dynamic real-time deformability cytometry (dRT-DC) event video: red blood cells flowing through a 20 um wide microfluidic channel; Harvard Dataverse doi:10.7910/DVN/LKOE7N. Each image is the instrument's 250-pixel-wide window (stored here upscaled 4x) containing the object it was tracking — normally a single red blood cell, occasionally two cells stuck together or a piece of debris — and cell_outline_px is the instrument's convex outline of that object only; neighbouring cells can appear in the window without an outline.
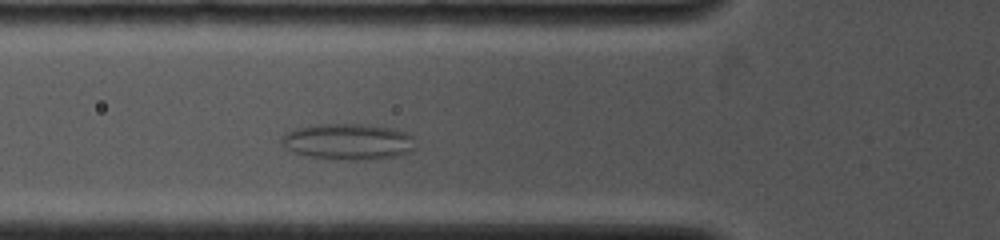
{"species": "common noctule bat (a hibernating species)", "species_latin": "Nyctalus noctula", "temperature_condition": "cold", "stored_images_in_passage": 40, "camera_frame_rate_fps": 4000, "um_per_image_px": 0.085, "animal": {"sex": "female", "body_mass_g": 19.0, "forearm_length_mm": 53.3}, "frame": {"image": 1, "passage_image": 10, "time_ms": 2.5, "image_size_px": [1000, 240], "cell_outline_px": [[416, 148], [400, 156], [368, 160], [348, 160], [308, 156], [292, 152], [280, 140], [284, 132], [296, 128], [316, 124], [368, 124], [392, 128], [408, 132], [412, 136]], "centroid_in_image_um": [29.62, 12.03], "position_along_channel_um": 96.2, "area_um2": 28.5}}
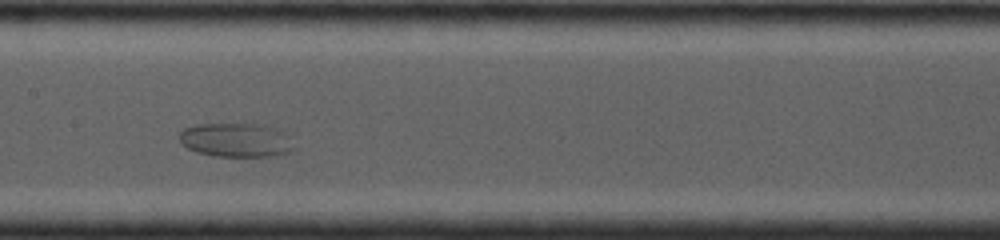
{"frame": {"image": 2, "passage_image": 16, "time_ms": 4.75, "image_size_px": [1000, 240], "cell_outline_px": [[296, 148], [288, 152], [272, 156], [216, 156], [196, 152], [180, 144], [180, 132], [184, 128], [196, 124], [264, 124], [284, 128]], "centroid_in_image_um": [20.12, 11.88], "position_along_channel_um": 187.3, "area_um2": 23.18}}
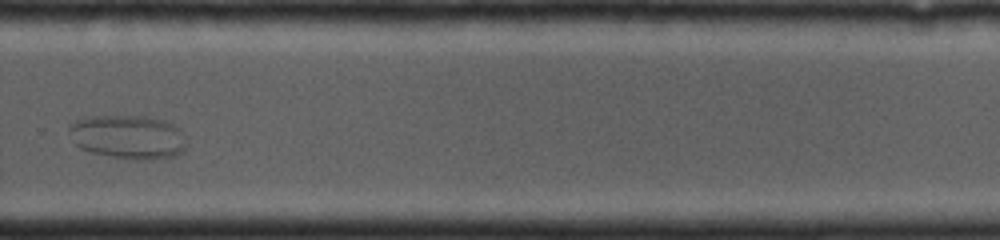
{"frame": {"image": 3, "passage_image": 25, "time_ms": 8.0, "image_size_px": [1000, 240], "cell_outline_px": [[184, 148], [180, 152], [172, 156], [148, 160], [144, 160], [112, 156], [92, 152], [80, 148], [76, 144], [68, 132], [68, 128], [76, 120], [88, 116], [144, 116], [164, 120], [180, 128], [184, 144]], "centroid_in_image_um": [10.85, 11.62], "position_along_channel_um": 319.0, "area_um2": 29.59}}